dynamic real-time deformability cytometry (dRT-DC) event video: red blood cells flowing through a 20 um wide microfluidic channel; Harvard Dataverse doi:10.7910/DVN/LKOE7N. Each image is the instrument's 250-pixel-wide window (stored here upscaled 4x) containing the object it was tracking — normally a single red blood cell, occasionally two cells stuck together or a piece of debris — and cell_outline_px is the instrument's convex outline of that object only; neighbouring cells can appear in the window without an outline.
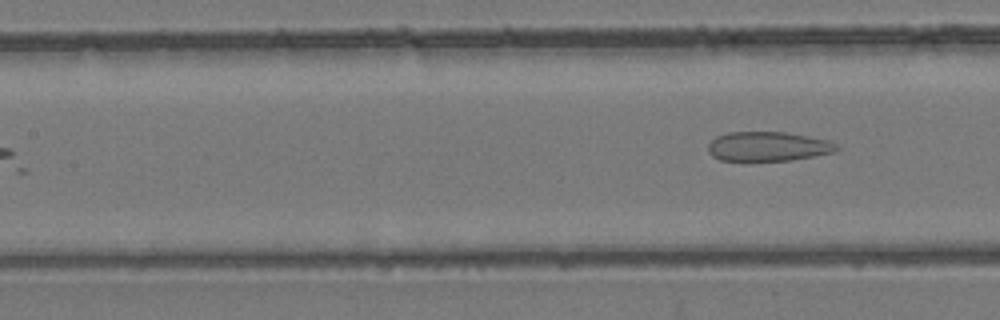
{"species": "common noctule bat (a hibernating species)", "species_latin": "Nyctalus noctula", "temperature_condition": "room temperature", "stored_images_in_passage": 5, "segment_of_instrument_passage": [2, 2], "camera_frame_rate_fps": 3000, "um_per_image_px": 0.085, "animal": {"sex": "female", "body_mass_g": 24.6, "forearm_length_mm": 56.2}, "frame": {"image": 1, "passage_image": 5, "time_ms": 4.667, "image_size_px": [1000, 320], "cell_outline_px": [[840, 148], [832, 152], [792, 160], [720, 160], [712, 156], [708, 152], [708, 144], [716, 136], [728, 132], [784, 132], [808, 136], [828, 140], [836, 144]], "centroid_in_image_um": [65.25, 12.44], "position_along_channel_um": 142.2, "area_um2": 21.85}}